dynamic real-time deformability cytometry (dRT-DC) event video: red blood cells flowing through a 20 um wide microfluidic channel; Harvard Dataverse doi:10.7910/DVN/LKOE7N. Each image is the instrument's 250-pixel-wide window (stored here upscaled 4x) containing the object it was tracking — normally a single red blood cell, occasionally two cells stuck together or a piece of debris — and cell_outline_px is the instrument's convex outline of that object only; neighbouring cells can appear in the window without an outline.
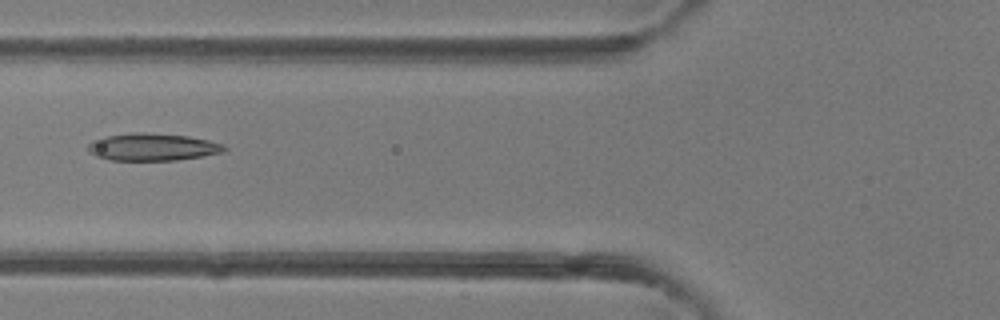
{"species": "common noctule bat (a hibernating species)", "species_latin": "Nyctalus noctula", "temperature_condition": "room temperature", "stored_images_in_passage": 4, "camera_frame_rate_fps": 3000, "um_per_image_px": 0.085, "animal": {"sex": "female"}, "frame": {"image": 1, "passage_image": 4, "time_ms": 3.333, "image_size_px": [1000, 320], "cell_outline_px": [[228, 148], [224, 152], [176, 160], [108, 160], [96, 156], [88, 152], [88, 144], [92, 140], [104, 136], [132, 132], [136, 132], [188, 136], [208, 140], [224, 144]], "centroid_in_image_um": [12.93, 12.49], "position_along_channel_um": 112.9, "area_um2": 21.73}}